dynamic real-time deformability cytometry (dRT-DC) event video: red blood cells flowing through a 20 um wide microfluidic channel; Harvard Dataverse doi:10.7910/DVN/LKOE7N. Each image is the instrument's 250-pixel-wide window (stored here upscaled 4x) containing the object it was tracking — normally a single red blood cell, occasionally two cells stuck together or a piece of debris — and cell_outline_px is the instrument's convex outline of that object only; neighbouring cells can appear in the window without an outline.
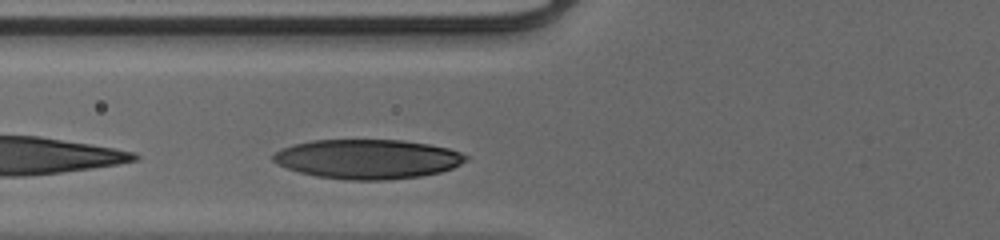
{"species": "human", "species_latin": "Homo sapiens", "temperature_condition": "cold", "stored_images_in_passage": 8, "camera_frame_rate_fps": 3000, "um_per_image_px": 0.085, "donor": {"sex": "male"}, "frame": {"image": 1, "passage_image": 3, "time_ms": 0.667, "image_size_px": [1000, 240], "cell_outline_px": [[468, 160], [452, 168], [440, 172], [420, 176], [384, 180], [352, 180], [316, 176], [300, 172], [276, 164], [272, 160], [272, 156], [280, 148], [292, 144], [312, 140], [404, 140], [428, 144], [448, 148], [460, 152], [468, 156]], "centroid_in_image_um": [31.23, 13.51], "position_along_channel_um": 94.6, "area_um2": 44.33}}
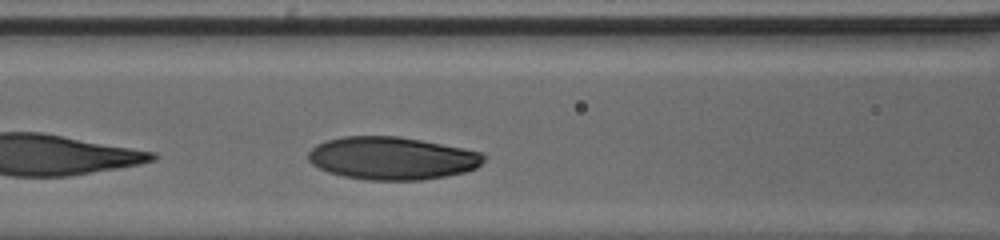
{"frame": {"image": 2, "passage_image": 6, "time_ms": 1.667, "image_size_px": [1000, 240], "cell_outline_px": [[488, 156], [476, 168], [464, 172], [444, 176], [420, 180], [368, 180], [344, 176], [328, 172], [312, 164], [308, 160], [308, 152], [316, 144], [324, 140], [340, 136], [400, 136], [464, 148], [484, 152]], "centroid_in_image_um": [33.32, 13.43], "position_along_channel_um": 133.3, "area_um2": 44.04}}